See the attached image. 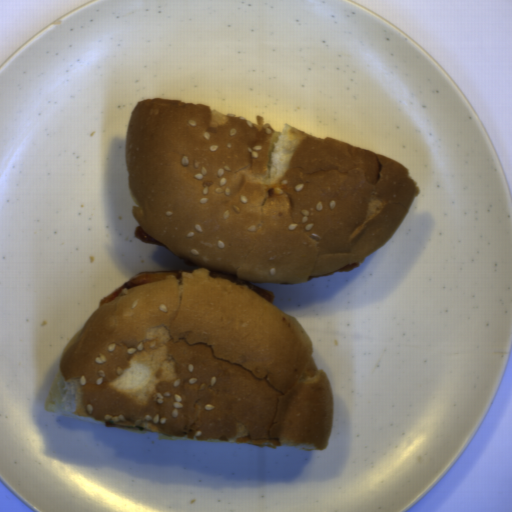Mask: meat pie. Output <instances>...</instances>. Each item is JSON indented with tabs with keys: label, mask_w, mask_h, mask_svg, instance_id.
<instances>
[{
	"label": "meat pie",
	"mask_w": 512,
	"mask_h": 512,
	"mask_svg": "<svg viewBox=\"0 0 512 512\" xmlns=\"http://www.w3.org/2000/svg\"><path fill=\"white\" fill-rule=\"evenodd\" d=\"M182 272L190 273L195 271L189 267H180L178 269H162L148 272H139L118 289L101 299L99 307L114 300L124 289H130L147 283L159 282L171 275H174L176 278H181Z\"/></svg>",
	"instance_id": "meat-pie-1"
},
{
	"label": "meat pie",
	"mask_w": 512,
	"mask_h": 512,
	"mask_svg": "<svg viewBox=\"0 0 512 512\" xmlns=\"http://www.w3.org/2000/svg\"><path fill=\"white\" fill-rule=\"evenodd\" d=\"M134 236L141 242H144L147 244L160 245L164 248H167L165 244H163L162 242H160L157 239L150 236L141 225L135 228Z\"/></svg>",
	"instance_id": "meat-pie-3"
},
{
	"label": "meat pie",
	"mask_w": 512,
	"mask_h": 512,
	"mask_svg": "<svg viewBox=\"0 0 512 512\" xmlns=\"http://www.w3.org/2000/svg\"><path fill=\"white\" fill-rule=\"evenodd\" d=\"M364 259L362 258L361 260H359L358 262H355V263H351V264H348L347 266H345L344 268H341V269H337L331 273H326V274H321V275H318V276H314V277H311V278H307L305 281H309L311 280L312 278H320V277H328V276H332L335 272H345V271H353L357 268H360L362 263H363Z\"/></svg>",
	"instance_id": "meat-pie-4"
},
{
	"label": "meat pie",
	"mask_w": 512,
	"mask_h": 512,
	"mask_svg": "<svg viewBox=\"0 0 512 512\" xmlns=\"http://www.w3.org/2000/svg\"><path fill=\"white\" fill-rule=\"evenodd\" d=\"M104 427L118 428V429H137L135 427L118 426V425H115V424H112V423H109V422H105V421H104Z\"/></svg>",
	"instance_id": "meat-pie-5"
},
{
	"label": "meat pie",
	"mask_w": 512,
	"mask_h": 512,
	"mask_svg": "<svg viewBox=\"0 0 512 512\" xmlns=\"http://www.w3.org/2000/svg\"><path fill=\"white\" fill-rule=\"evenodd\" d=\"M209 275H210V277H213V278H216V279L217 278H221V277H225V278H227L229 281H231L234 284H237L239 286H247L250 290H252L256 294H258L259 296H261L262 298H264L268 302H270L272 304L274 302L275 293H273L268 288H261V287H259L258 285L254 284L251 281H242V280L238 279L235 276H229V275H225V274H222V273H219V272H209Z\"/></svg>",
	"instance_id": "meat-pie-2"
}]
</instances>
